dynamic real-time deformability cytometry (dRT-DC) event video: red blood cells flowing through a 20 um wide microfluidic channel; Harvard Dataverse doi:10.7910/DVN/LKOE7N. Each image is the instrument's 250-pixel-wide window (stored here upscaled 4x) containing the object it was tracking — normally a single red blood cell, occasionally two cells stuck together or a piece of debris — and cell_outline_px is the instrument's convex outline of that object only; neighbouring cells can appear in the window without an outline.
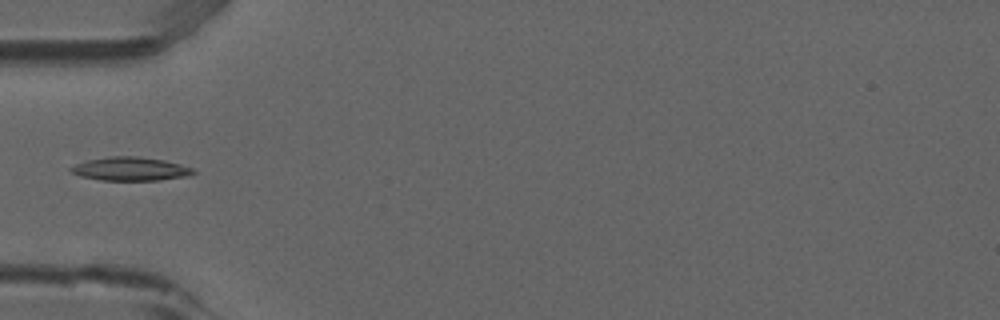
{"species": "common noctule bat (a hibernating species)", "species_latin": "Nyctalus noctula", "temperature_condition": "room temperature", "stored_images_in_passage": 5, "camera_frame_rate_fps": 3000, "um_per_image_px": 0.085, "animal": {"sex": "male", "forearm_length_mm": 52.5}, "frame": {"image": 1, "passage_image": 5, "time_ms": 1.333, "image_size_px": [1000, 320], "cell_outline_px": [[196, 172], [188, 176], [160, 180], [100, 180], [80, 176], [72, 172], [68, 168], [76, 164], [88, 160], [108, 156], [136, 156], [164, 160], [180, 164], [192, 168]], "centroid_in_image_um": [11.08, 14.35], "position_along_channel_um": 73.9, "area_um2": 16.76}}